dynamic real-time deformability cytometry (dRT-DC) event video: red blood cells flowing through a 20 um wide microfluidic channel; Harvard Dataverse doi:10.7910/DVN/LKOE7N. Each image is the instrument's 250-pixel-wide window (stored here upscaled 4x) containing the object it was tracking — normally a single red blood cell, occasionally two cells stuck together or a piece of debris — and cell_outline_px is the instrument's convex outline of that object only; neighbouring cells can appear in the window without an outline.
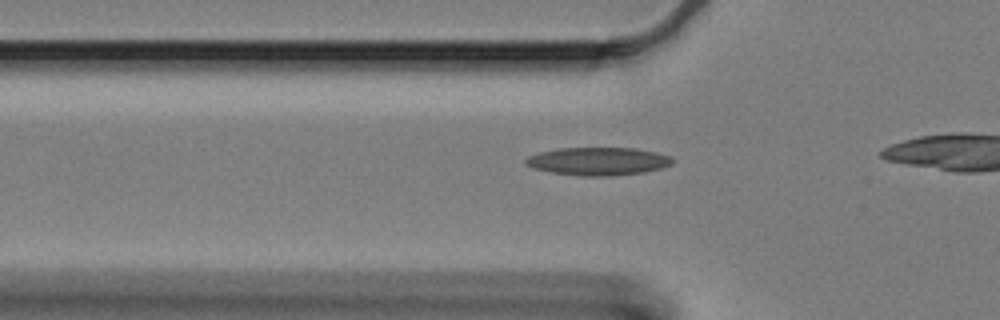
{"species": "Egyptian fruit bat (a non-hibernating species)", "species_latin": "Rousettus aegyptiacus", "temperature_condition": "cold", "stored_images_in_passage": 18, "camera_frame_rate_fps": 3000, "um_per_image_px": 0.085, "animal": {"sex": "female"}, "frame": {"image": 1, "passage_image": 4, "time_ms": 1.0, "image_size_px": [1000, 320], "cell_outline_px": [[672, 164], [660, 168], [644, 172], [608, 176], [580, 176], [552, 172], [532, 168], [524, 164], [524, 160], [528, 156], [540, 152], [560, 148], [636, 148], [656, 152], [672, 156]], "centroid_in_image_um": [50.82, 13.7], "position_along_channel_um": 75.0, "area_um2": 23.93}}
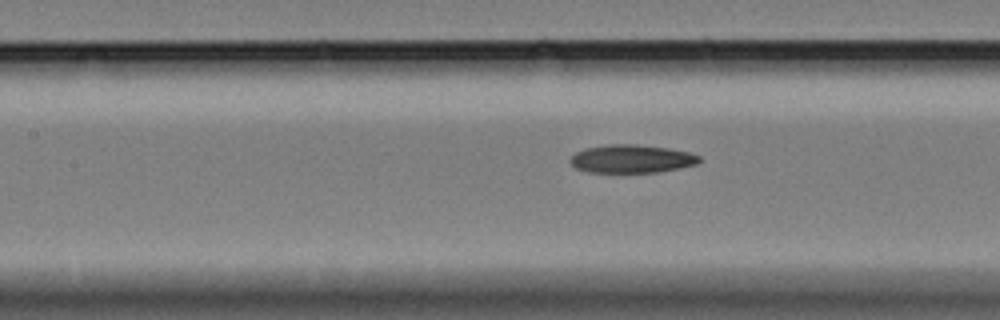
{"frame": {"image": 2, "passage_image": 11, "time_ms": 3.333, "image_size_px": [1000, 320], "cell_outline_px": [[700, 160], [696, 164], [680, 168], [660, 172], [588, 172], [576, 168], [568, 160], [576, 152], [584, 148], [608, 144], [636, 144], [668, 148], [688, 152], [700, 156]], "centroid_in_image_um": [53.67, 13.49], "position_along_channel_um": 153.7, "area_um2": 21.21}}
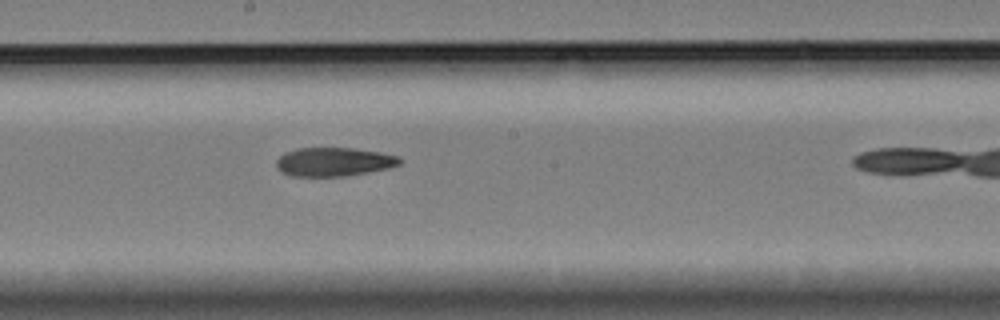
{"frame": {"image": 3, "passage_image": 17, "time_ms": 5.333, "image_size_px": [1000, 320], "cell_outline_px": [[400, 164], [388, 168], [368, 172], [344, 176], [292, 176], [280, 172], [276, 168], [276, 160], [284, 152], [296, 148], [352, 148], [380, 152], [396, 156], [400, 160]], "centroid_in_image_um": [28.31, 13.75], "position_along_channel_um": 219.9, "area_um2": 20.63}}